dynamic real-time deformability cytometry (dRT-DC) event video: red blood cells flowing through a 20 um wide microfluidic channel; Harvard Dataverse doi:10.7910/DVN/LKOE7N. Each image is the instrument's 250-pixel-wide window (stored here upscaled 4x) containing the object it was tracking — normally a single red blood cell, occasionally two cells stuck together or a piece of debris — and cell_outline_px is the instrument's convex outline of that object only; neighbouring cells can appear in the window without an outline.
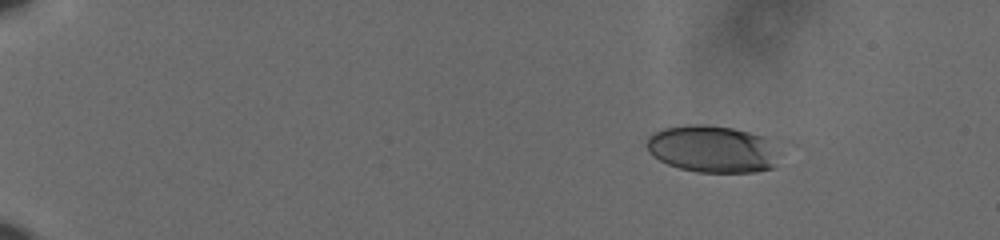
{"species": "human", "species_latin": "Homo sapiens", "temperature_condition": "cold", "stored_images_in_passage": 51, "camera_frame_rate_fps": 3000, "um_per_image_px": 0.085, "donor": {"sex": "male"}, "frame": {"image": 1, "passage_image": 1, "time_ms": 0.0, "image_size_px": [1000, 240], "cell_outline_px": [[776, 164], [772, 168], [756, 172], [700, 172], [680, 168], [668, 164], [660, 160], [648, 152], [644, 144], [648, 136], [664, 128], [688, 124], [708, 124], [732, 128], [748, 132], [760, 136], [764, 140], [776, 156]], "centroid_in_image_um": [60.43, 12.66], "position_along_channel_um": 24.6, "area_um2": 35.78}}
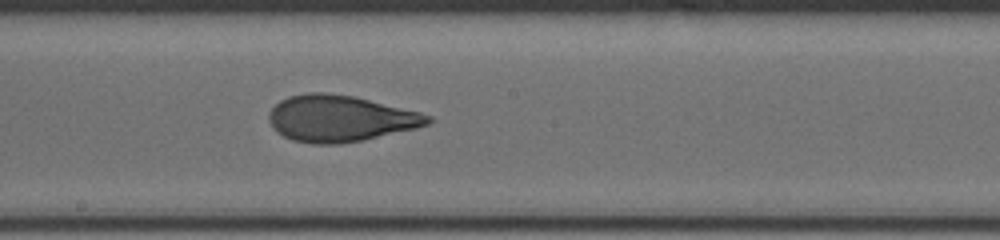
{"frame": {"image": 2, "passage_image": 28, "time_ms": 9.0, "image_size_px": [1000, 240], "cell_outline_px": [[432, 120], [428, 124], [416, 128], [360, 140], [340, 144], [312, 144], [292, 140], [276, 132], [272, 128], [268, 120], [268, 112], [280, 100], [288, 96], [308, 92], [324, 92], [352, 96], [420, 112], [432, 116]], "centroid_in_image_um": [28.85, 10.07], "position_along_channel_um": 219.4, "area_um2": 42.83}}
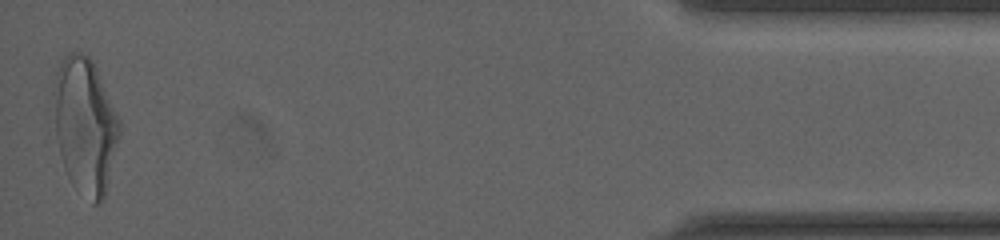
{"frame": {"image": 3, "passage_image": 51, "time_ms": 16.667, "image_size_px": [1000, 240], "cell_outline_px": [[120, 136], [104, 200], [100, 204], [92, 204], [72, 184], [64, 168], [60, 156], [56, 136], [52, 92], [56, 72], [64, 56], [68, 52], [80, 52], [88, 56], [92, 60], [96, 68], [120, 120]], "centroid_in_image_um": [7.22, 10.69], "position_along_channel_um": 428.0, "area_um2": 52.37}, "authors_computed_cell_mechanics": {"area_um2": 41.905, "velocity_mm_per_s": 3.6334, "shape_relaxation_time_tau1_ms": 6.1944, "shape_relaxation_time_tau2_ms": 1.0398, "deformation_change_tau1": 0.2162, "deformation_change_tau2": 0.0828}}